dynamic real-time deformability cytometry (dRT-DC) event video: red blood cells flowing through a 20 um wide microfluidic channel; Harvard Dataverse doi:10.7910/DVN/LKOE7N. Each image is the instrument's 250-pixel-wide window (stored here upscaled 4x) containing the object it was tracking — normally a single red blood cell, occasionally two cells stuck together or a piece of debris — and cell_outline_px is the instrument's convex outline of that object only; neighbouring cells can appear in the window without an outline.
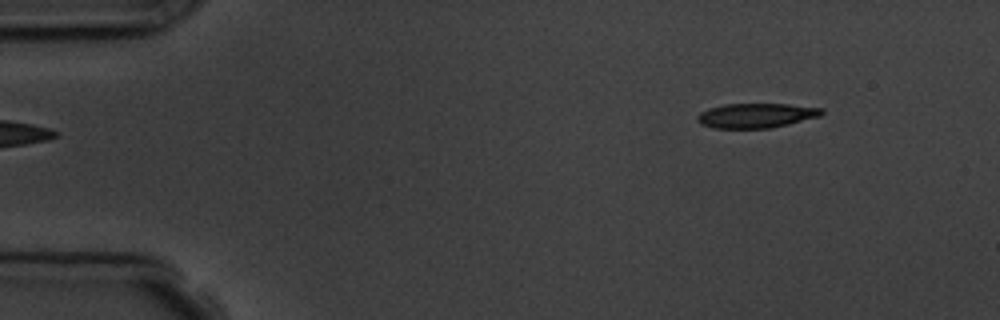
{"species": "common noctule bat (a hibernating species)", "species_latin": "Nyctalus noctula", "temperature_condition": "room temperature", "stored_images_in_passage": 4, "camera_frame_rate_fps": 3000, "um_per_image_px": 0.085, "animal": {"sex": "male", "body_mass_g": 19.5, "forearm_length_mm": 54.6}, "frame": {"image": 1, "passage_image": 1, "time_ms": 0.0, "image_size_px": [1000, 320], "cell_outline_px": [[824, 112], [820, 116], [772, 128], [712, 128], [700, 124], [696, 120], [696, 116], [700, 112], [708, 108], [724, 104], [788, 104], [824, 108]], "centroid_in_image_um": [64.25, 9.82], "position_along_channel_um": 20.8, "area_um2": 17.98}}